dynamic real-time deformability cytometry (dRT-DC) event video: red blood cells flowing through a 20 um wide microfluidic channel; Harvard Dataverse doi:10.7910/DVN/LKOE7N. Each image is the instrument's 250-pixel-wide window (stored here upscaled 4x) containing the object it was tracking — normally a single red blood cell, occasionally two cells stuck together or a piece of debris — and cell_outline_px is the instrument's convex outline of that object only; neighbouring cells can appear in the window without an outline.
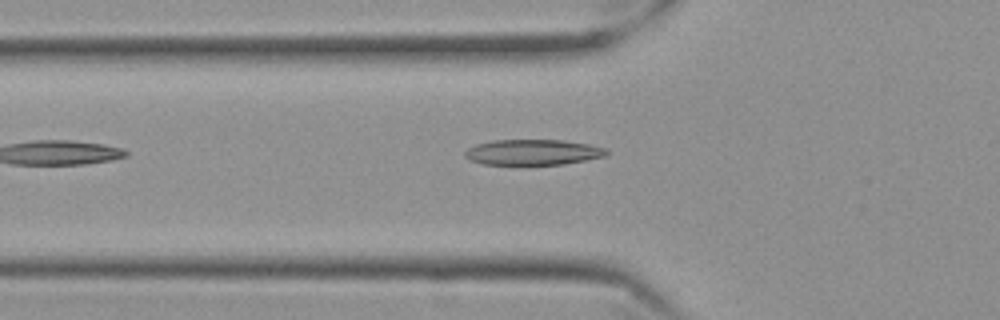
{"species": "Egyptian fruit bat (a non-hibernating species)", "species_latin": "Rousettus aegyptiacus", "temperature_condition": "cold", "stored_images_in_passage": 24, "camera_frame_rate_fps": 3000, "um_per_image_px": 0.085, "frame": {"image": 1, "passage_image": 2, "time_ms": 0.333, "image_size_px": [1000, 320], "cell_outline_px": [[608, 152], [604, 156], [564, 164], [484, 164], [468, 160], [464, 156], [464, 152], [468, 148], [476, 144], [492, 140], [564, 140], [588, 144], [604, 148]], "centroid_in_image_um": [45.24, 12.93], "position_along_channel_um": 80.6, "area_um2": 20.92}}
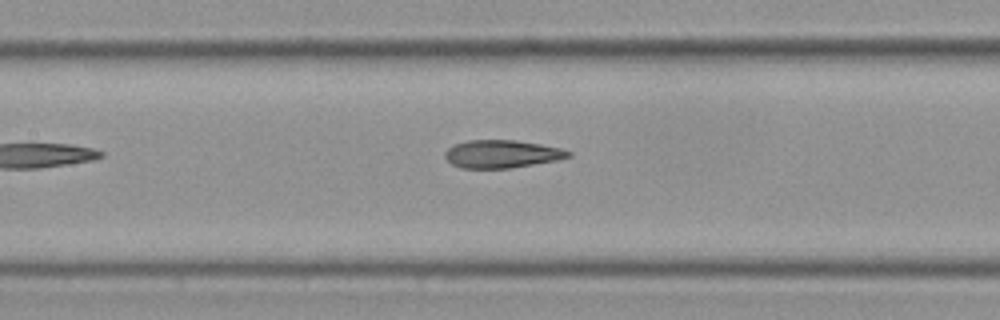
{"frame": {"image": 2, "passage_image": 9, "time_ms": 2.667, "image_size_px": [1000, 320], "cell_outline_px": [[572, 156], [556, 160], [508, 168], [460, 168], [452, 164], [444, 156], [444, 152], [452, 144], [468, 140], [516, 140], [540, 144], [560, 148], [572, 152]], "centroid_in_image_um": [42.62, 13.08], "position_along_channel_um": 164.8, "area_um2": 20.0}}
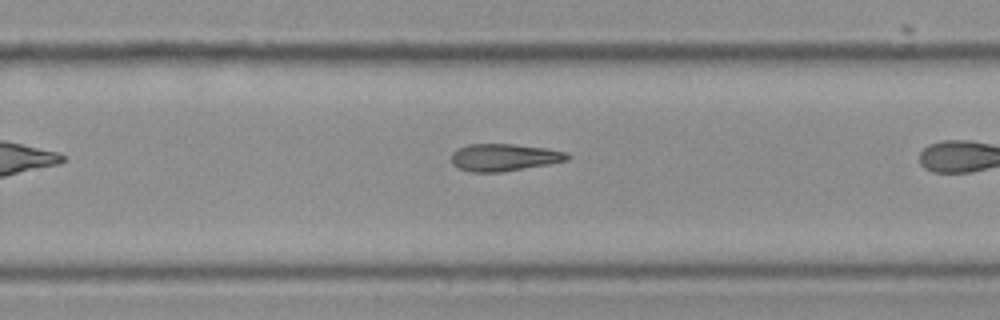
{"frame": {"image": 3, "passage_image": 16, "time_ms": 5.0, "image_size_px": [1000, 320], "cell_outline_px": [[568, 160], [548, 164], [500, 172], [472, 172], [456, 168], [452, 164], [452, 152], [456, 148], [468, 144], [512, 144], [548, 148], [568, 152]], "centroid_in_image_um": [42.81, 13.37], "position_along_channel_um": 287.0, "area_um2": 18.5}}